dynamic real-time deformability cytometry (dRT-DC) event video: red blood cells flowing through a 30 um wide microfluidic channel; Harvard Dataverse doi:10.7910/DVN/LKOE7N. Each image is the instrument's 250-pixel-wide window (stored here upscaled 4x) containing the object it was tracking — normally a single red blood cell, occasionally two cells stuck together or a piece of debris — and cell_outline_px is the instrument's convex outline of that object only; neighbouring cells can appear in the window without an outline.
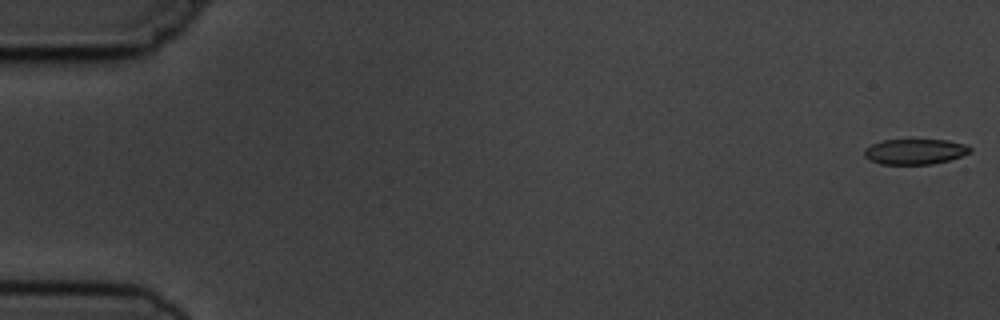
{"species": "common noctule bat (a hibernating species)", "species_latin": "Nyctalus noctula", "temperature_condition": "cold", "stored_images_in_passage": 11, "camera_frame_rate_fps": 3000, "um_per_image_px": 0.085, "animal": {"sex": "male", "body_mass_g": 19.5, "forearm_length_mm": 54.6}, "frame": {"image": 1, "passage_image": 1, "time_ms": 0.0, "image_size_px": [1000, 320], "cell_outline_px": [[972, 152], [948, 160], [932, 164], [880, 164], [868, 160], [864, 156], [864, 148], [872, 144], [884, 140], [948, 140], [964, 144], [972, 148]], "centroid_in_image_um": [77.75, 12.89], "position_along_channel_um": 7.3, "area_um2": 15.66}}
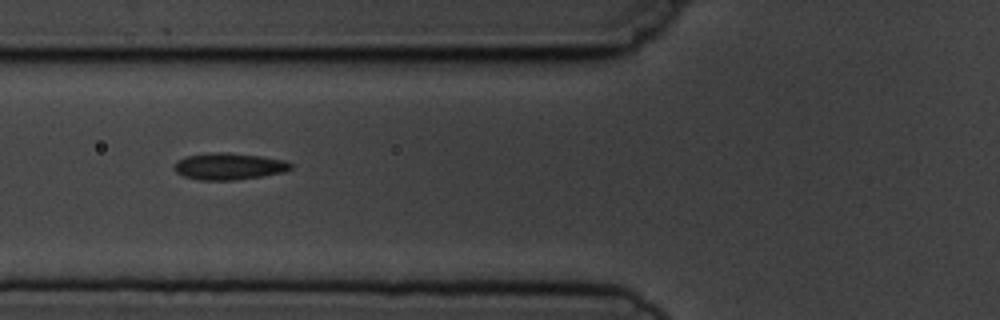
{"frame": {"image": 2, "passage_image": 7, "time_ms": 6.667, "image_size_px": [1000, 320], "cell_outline_px": [[292, 168], [284, 172], [264, 176], [236, 180], [200, 180], [184, 176], [176, 172], [172, 168], [172, 164], [176, 160], [184, 156], [212, 152], [228, 152], [260, 156], [284, 160], [292, 164]], "centroid_in_image_um": [19.41, 14.13], "position_along_channel_um": 106.4, "area_um2": 18.44}}
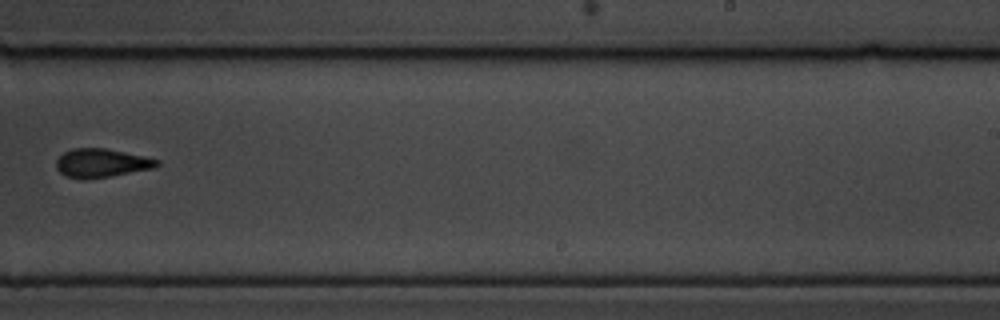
{"frame": {"image": 3, "passage_image": 11, "time_ms": 11.333, "image_size_px": [1000, 320], "cell_outline_px": [[160, 164], [156, 168], [112, 176], [84, 180], [64, 176], [56, 168], [56, 160], [64, 152], [72, 148], [104, 148], [144, 156], [160, 160]], "centroid_in_image_um": [8.63, 13.87], "position_along_channel_um": 280.4, "area_um2": 17.05}}